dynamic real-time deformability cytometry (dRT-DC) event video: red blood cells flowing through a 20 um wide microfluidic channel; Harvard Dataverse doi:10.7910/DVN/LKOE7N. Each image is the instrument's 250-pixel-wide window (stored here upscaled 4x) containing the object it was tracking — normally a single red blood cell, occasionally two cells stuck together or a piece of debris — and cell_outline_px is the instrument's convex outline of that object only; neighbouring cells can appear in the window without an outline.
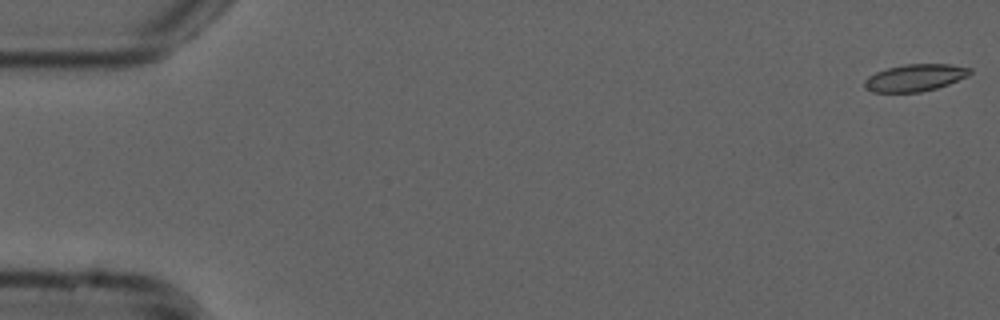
{"species": "common noctule bat (a hibernating species)", "species_latin": "Nyctalus noctula", "temperature_condition": "cold", "stored_images_in_passage": 54, "camera_frame_rate_fps": 3000, "um_per_image_px": 0.085, "animal": {"sex": "male", "forearm_length_mm": 52.5}, "frame": {"image": 1, "passage_image": 1, "time_ms": 0.0, "image_size_px": [1000, 320], "cell_outline_px": [[972, 72], [968, 76], [948, 84], [936, 88], [920, 92], [872, 92], [864, 84], [864, 80], [868, 76], [876, 72], [888, 68], [904, 64], [948, 64], [972, 68]], "centroid_in_image_um": [77.8, 6.6], "position_along_channel_um": 7.2, "area_um2": 16.53}}
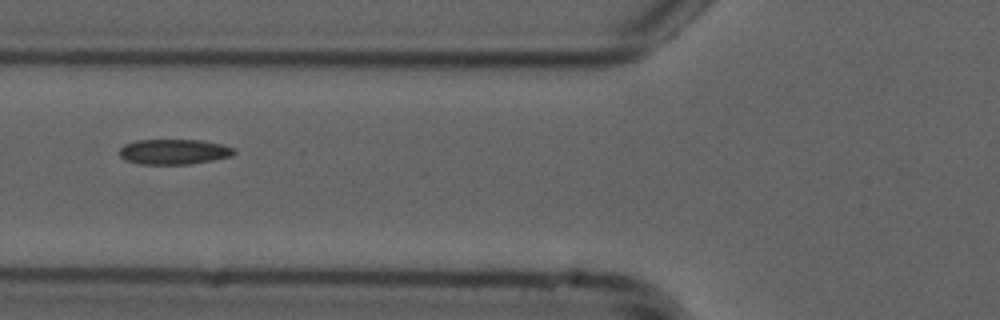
{"frame": {"image": 2, "passage_image": 21, "time_ms": 6.667, "image_size_px": [1000, 320], "cell_outline_px": [[236, 152], [232, 156], [212, 160], [188, 164], [140, 164], [124, 160], [120, 156], [120, 148], [124, 144], [136, 140], [204, 140], [220, 144], [232, 148]], "centroid_in_image_um": [14.75, 12.9], "position_along_channel_um": 111.0, "area_um2": 16.82}}
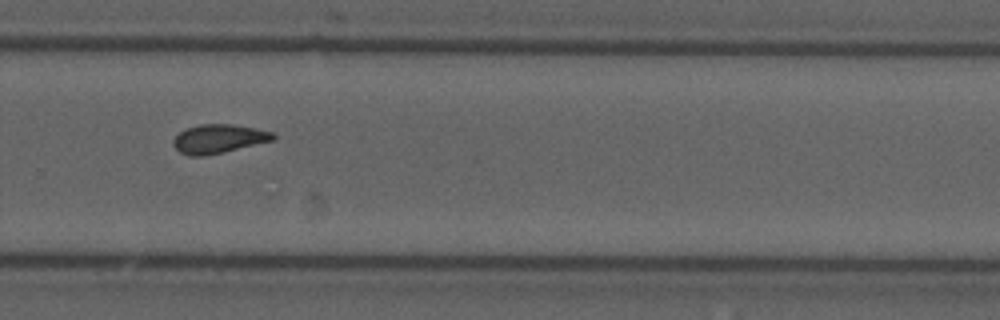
{"frame": {"image": 3, "passage_image": 37, "time_ms": 12.0, "image_size_px": [1000, 320], "cell_outline_px": [[276, 136], [272, 140], [224, 152], [204, 156], [188, 156], [180, 152], [172, 144], [172, 140], [184, 128], [200, 124], [232, 124], [272, 132]], "centroid_in_image_um": [18.52, 11.8], "position_along_channel_um": 311.3, "area_um2": 16.65}, "authors_computed_cell_mechanics": {"area_um2": 16.6464, "velocity_mm_per_s": 3.7619, "shape_relaxation_time_tau1_ms": null, "shape_relaxation_time_tau2_ms": 2.9134, "deformation_change_tau1": null, "deformation_change_tau2": 0.1014}}